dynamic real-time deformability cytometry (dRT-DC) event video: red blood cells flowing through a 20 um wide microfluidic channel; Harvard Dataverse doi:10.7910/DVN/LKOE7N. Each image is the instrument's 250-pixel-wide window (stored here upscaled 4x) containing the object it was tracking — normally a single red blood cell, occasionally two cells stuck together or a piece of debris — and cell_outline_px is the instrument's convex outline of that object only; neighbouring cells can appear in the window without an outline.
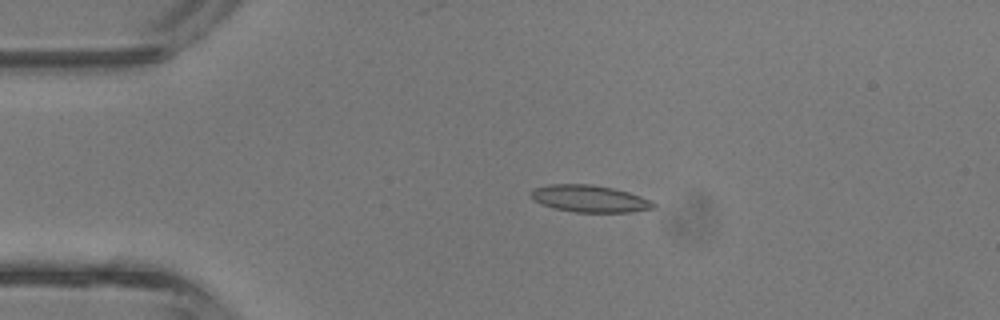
{"species": "common noctule bat (a hibernating species)", "species_latin": "Nyctalus noctula", "temperature_condition": "room temperature", "stored_images_in_passage": 5, "camera_frame_rate_fps": 3000, "um_per_image_px": 0.085, "animal": {"sex": "male", "body_mass_g": 13.3}, "frame": {"image": 1, "passage_image": 3, "time_ms": 0.667, "image_size_px": [1000, 320], "cell_outline_px": [[656, 208], [632, 212], [576, 212], [556, 208], [540, 204], [532, 200], [532, 188], [548, 184], [592, 184], [612, 188], [628, 192], [652, 200], [656, 204]], "centroid_in_image_um": [50.13, 16.88], "position_along_channel_um": 34.9, "area_um2": 19.36}}
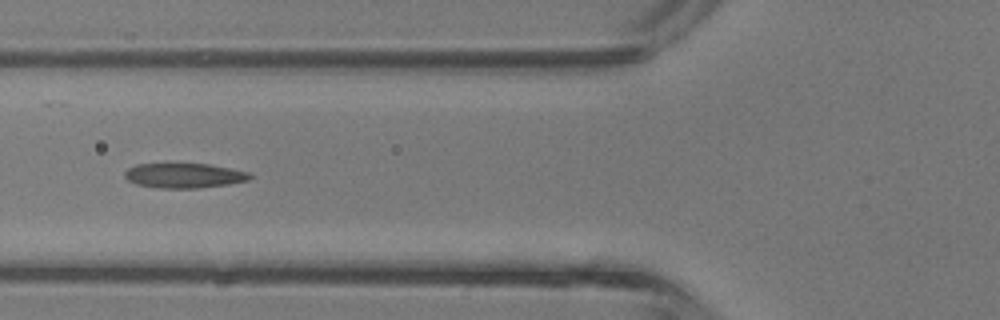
{"frame": {"image": 2, "passage_image": 5, "time_ms": 1.333, "image_size_px": [1000, 320], "cell_outline_px": [[252, 176], [248, 180], [228, 184], [196, 188], [156, 188], [136, 184], [128, 180], [124, 176], [124, 172], [128, 168], [136, 164], [208, 164], [248, 172]], "centroid_in_image_um": [15.6, 14.93], "position_along_channel_um": 110.2, "area_um2": 17.92}}